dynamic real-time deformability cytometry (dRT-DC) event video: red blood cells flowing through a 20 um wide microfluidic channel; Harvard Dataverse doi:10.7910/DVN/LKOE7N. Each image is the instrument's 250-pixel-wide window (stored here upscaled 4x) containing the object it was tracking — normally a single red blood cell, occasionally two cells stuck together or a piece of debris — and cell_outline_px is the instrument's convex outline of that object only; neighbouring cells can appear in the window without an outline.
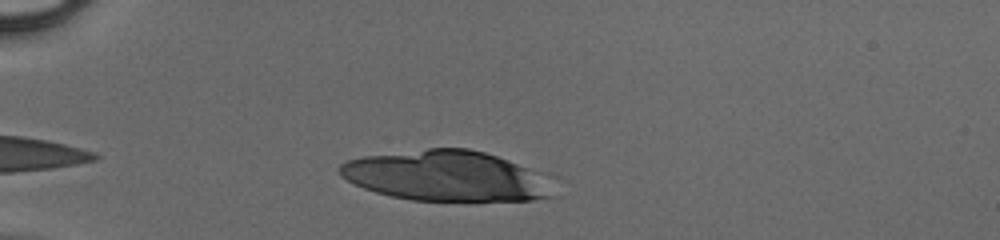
{"species": "human", "species_latin": "Homo sapiens", "temperature_condition": "cold", "stored_images_in_passage": 19, "camera_frame_rate_fps": 3000, "um_per_image_px": 0.085, "donor": {"sex": "male"}, "frame": {"image": 1, "passage_image": 4, "time_ms": 1.0, "image_size_px": [1000, 240], "cell_outline_px": [[552, 196], [528, 200], [412, 200], [392, 196], [376, 192], [364, 188], [340, 176], [340, 164], [348, 160], [364, 156], [428, 148], [468, 148], [484, 152], [496, 156], [516, 164], [524, 168]], "centroid_in_image_um": [37.67, 14.94], "position_along_channel_um": 47.3, "area_um2": 60.11}}